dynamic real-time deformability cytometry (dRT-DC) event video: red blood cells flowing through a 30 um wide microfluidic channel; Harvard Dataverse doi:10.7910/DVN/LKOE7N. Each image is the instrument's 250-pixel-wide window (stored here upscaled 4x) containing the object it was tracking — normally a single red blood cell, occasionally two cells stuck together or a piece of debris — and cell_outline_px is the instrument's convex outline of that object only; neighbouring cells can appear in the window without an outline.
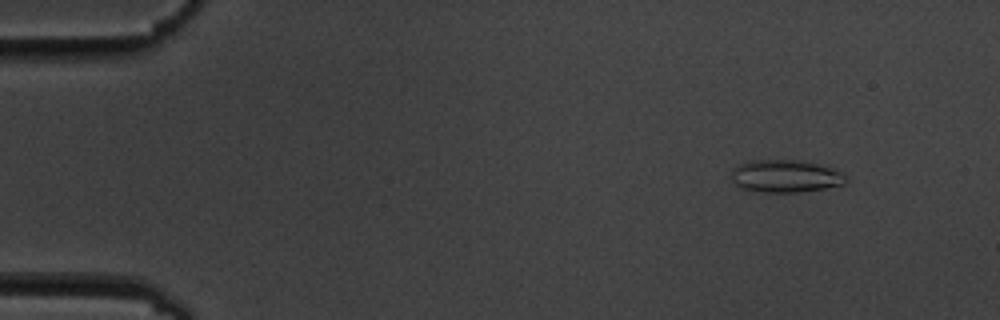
{"species": "common noctule bat (a hibernating species)", "species_latin": "Nyctalus noctula", "temperature_condition": "cold", "stored_images_in_passage": 15, "camera_frame_rate_fps": 3000, "um_per_image_px": 0.085, "animal": {"sex": "male", "body_mass_g": 19.5, "forearm_length_mm": 54.6}, "frame": {"image": 1, "passage_image": 2, "time_ms": 1.333, "image_size_px": [1000, 320], "cell_outline_px": [[848, 180], [844, 184], [824, 188], [796, 192], [764, 192], [744, 188], [736, 184], [732, 180], [732, 168], [740, 164], [752, 160], [800, 160], [832, 168], [848, 176]], "centroid_in_image_um": [66.78, 14.96], "position_along_channel_um": 18.2, "area_um2": 21.5}}
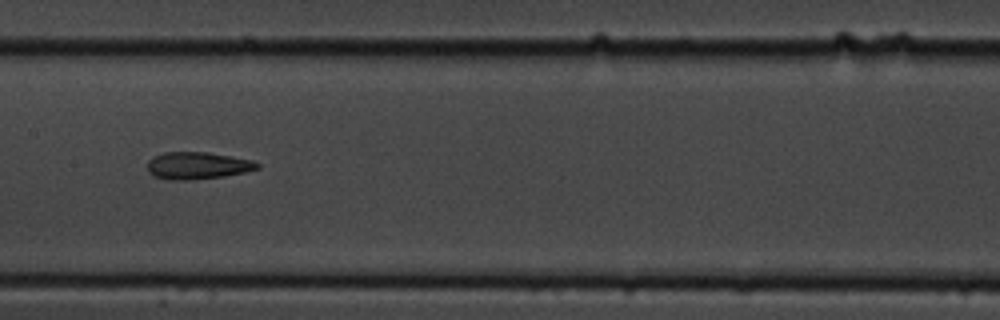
{"frame": {"image": 2, "passage_image": 8, "time_ms": 9.0, "image_size_px": [1000, 320], "cell_outline_px": [[260, 168], [244, 172], [224, 176], [188, 180], [172, 180], [152, 176], [148, 172], [148, 160], [152, 156], [164, 152], [208, 152], [252, 160], [260, 164]], "centroid_in_image_um": [16.76, 14.07], "position_along_channel_um": 190.6, "area_um2": 17.46}}
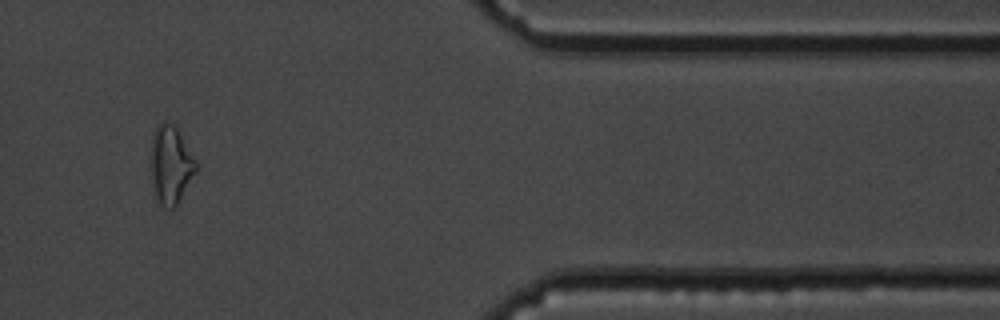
{"frame": {"image": 3, "passage_image": 13, "time_ms": 15.667, "image_size_px": [1000, 320], "cell_outline_px": [[196, 172], [176, 208], [168, 208], [160, 204], [156, 200], [152, 192], [148, 164], [152, 136], [156, 128], [164, 120], [168, 120], [176, 128], [196, 164]], "centroid_in_image_um": [14.42, 14.07], "position_along_channel_um": 397.0, "area_um2": 20.98}, "authors_computed_cell_mechanics": {"area_um2": 18.6116, "velocity_mm_per_s": 3.5258, "shape_relaxation_time_tau1_ms": null, "shape_relaxation_time_tau2_ms": 2.4989, "deformation_change_tau1": null, "deformation_change_tau2": 0.0929}}